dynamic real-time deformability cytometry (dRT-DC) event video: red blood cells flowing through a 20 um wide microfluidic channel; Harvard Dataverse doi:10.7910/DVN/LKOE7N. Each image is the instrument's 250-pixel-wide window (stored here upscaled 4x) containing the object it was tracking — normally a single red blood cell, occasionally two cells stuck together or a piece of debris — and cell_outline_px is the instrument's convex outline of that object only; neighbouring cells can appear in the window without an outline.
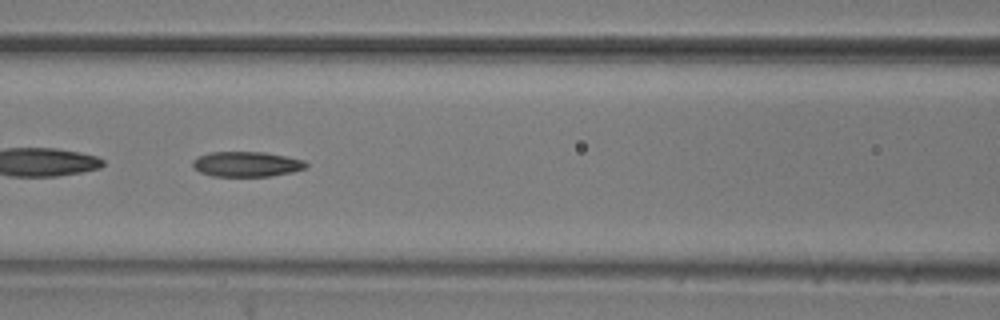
{"species": "common noctule bat (a hibernating species)", "species_latin": "Nyctalus noctula", "temperature_condition": "room temperature", "stored_images_in_passage": 53, "camera_frame_rate_fps": 3000, "um_per_image_px": 0.085, "animal": {"sex": "male", "body_mass_g": 20.5, "forearm_length_mm": 52.5}, "frame": {"image": 1, "passage_image": 23, "time_ms": 7.333, "image_size_px": [1000, 320], "cell_outline_px": [[308, 164], [304, 168], [292, 172], [272, 176], [212, 176], [200, 172], [192, 164], [192, 160], [208, 152], [264, 152], [304, 160]], "centroid_in_image_um": [20.95, 13.95], "position_along_channel_um": 145.6, "area_um2": 16.47}, "authors_computed_cell_mechanics": {"area_um2": 16.9932, "velocity_mm_per_s": 3.6683, "shape_relaxation_time_tau1_ms": 7.3733, "shape_relaxation_time_tau2_ms": 5.9505, "deformation_change_tau1": 0.1769, "deformation_change_tau2": 0.1473}}